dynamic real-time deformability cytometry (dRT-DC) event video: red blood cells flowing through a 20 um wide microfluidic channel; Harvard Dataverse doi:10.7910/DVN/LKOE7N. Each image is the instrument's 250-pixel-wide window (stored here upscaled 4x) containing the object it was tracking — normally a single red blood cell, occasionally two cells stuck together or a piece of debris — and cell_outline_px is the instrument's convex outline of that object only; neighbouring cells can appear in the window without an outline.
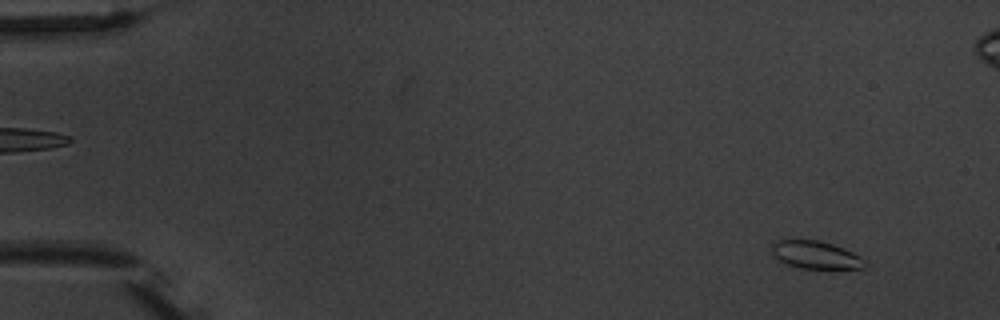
{"species": "common noctule bat (a hibernating species)", "species_latin": "Nyctalus noctula", "temperature_condition": "warm", "stored_images_in_passage": 6, "camera_frame_rate_fps": 3000, "um_per_image_px": 0.085, "animal": {"sex": "male", "body_mass_g": 20.1, "forearm_length_mm": 53.5}, "frame": {"image": 1, "passage_image": 1, "time_ms": 0.0, "image_size_px": [1000, 320], "cell_outline_px": [[868, 264], [864, 268], [800, 268], [788, 264], [780, 260], [772, 252], [772, 244], [776, 240], [820, 240], [844, 248], [860, 256]], "centroid_in_image_um": [69.36, 21.66], "position_along_channel_um": 15.6, "area_um2": 14.85}}